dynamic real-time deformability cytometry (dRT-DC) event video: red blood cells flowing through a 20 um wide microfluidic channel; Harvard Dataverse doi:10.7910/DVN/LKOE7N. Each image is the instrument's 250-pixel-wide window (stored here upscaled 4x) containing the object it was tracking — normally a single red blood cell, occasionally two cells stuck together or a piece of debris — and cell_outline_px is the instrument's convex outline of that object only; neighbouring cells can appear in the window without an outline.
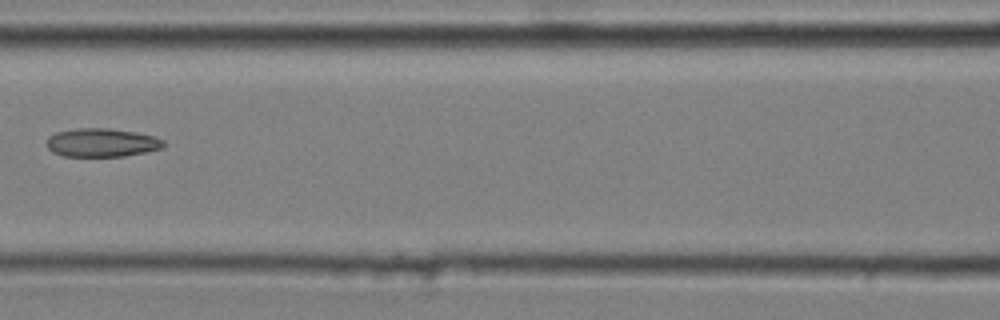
{"species": "common noctule bat (a hibernating species)", "species_latin": "Nyctalus noctula", "temperature_condition": "cold", "stored_images_in_passage": 6, "camera_frame_rate_fps": 3000, "um_per_image_px": 0.085, "animal": {"sex": "male", "body_mass_g": 20.4}, "frame": {"image": 1, "passage_image": 6, "time_ms": 1.667, "image_size_px": [1000, 320], "cell_outline_px": [[164, 148], [124, 156], [64, 156], [52, 152], [48, 148], [48, 136], [56, 132], [76, 128], [108, 128], [136, 132], [156, 136], [164, 140]], "centroid_in_image_um": [8.67, 12.11], "position_along_channel_um": 157.9, "area_um2": 19.48}}